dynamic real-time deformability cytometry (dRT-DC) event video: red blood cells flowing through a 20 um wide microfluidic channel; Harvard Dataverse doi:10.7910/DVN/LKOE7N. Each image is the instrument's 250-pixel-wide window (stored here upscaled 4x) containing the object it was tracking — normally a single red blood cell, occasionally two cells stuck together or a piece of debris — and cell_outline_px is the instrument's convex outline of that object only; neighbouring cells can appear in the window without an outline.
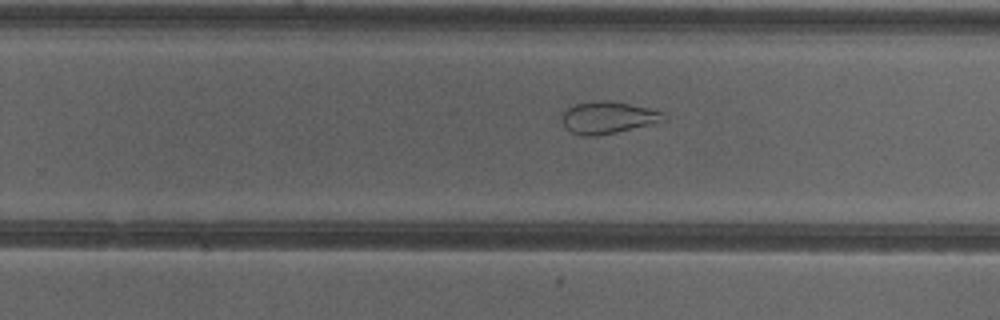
{"species": "common noctule bat (a hibernating species)", "species_latin": "Nyctalus noctula", "temperature_condition": "cold", "stored_images_in_passage": 51, "segment_of_instrument_passage": [2, 2], "camera_frame_rate_fps": 3000, "um_per_image_px": 0.085, "animal": {"sex": "female"}, "frame": {"image": 1, "passage_image": 32, "time_ms": 10.333, "image_size_px": [1000, 320], "cell_outline_px": [[668, 120], [652, 124], [616, 132], [596, 136], [584, 136], [572, 132], [564, 128], [560, 120], [564, 112], [568, 108], [576, 104], [600, 100], [608, 100], [648, 108], [664, 112], [668, 116]], "centroid_in_image_um": [51.69, 10.0], "position_along_channel_um": 278.1, "area_um2": 19.07}}
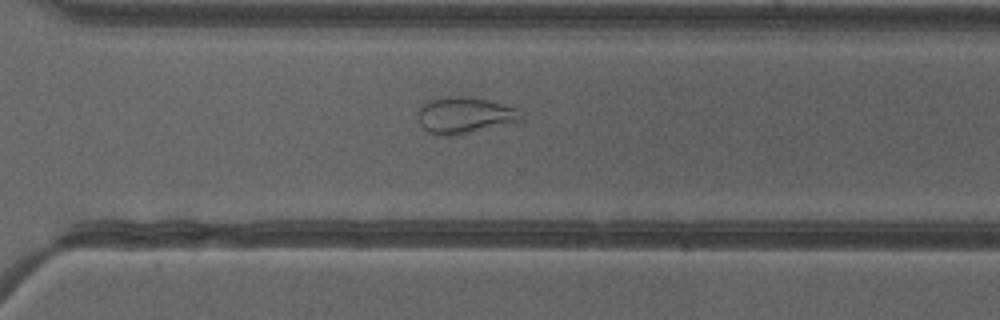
{"frame": {"image": 2, "passage_image": 36, "time_ms": 11.667, "image_size_px": [1000, 320], "cell_outline_px": [[524, 120], [456, 136], [440, 136], [428, 132], [420, 124], [416, 116], [416, 108], [424, 100], [448, 96], [468, 96], [488, 100], [520, 108], [524, 112]], "centroid_in_image_um": [39.48, 9.78], "position_along_channel_um": 331.1, "area_um2": 22.83}}
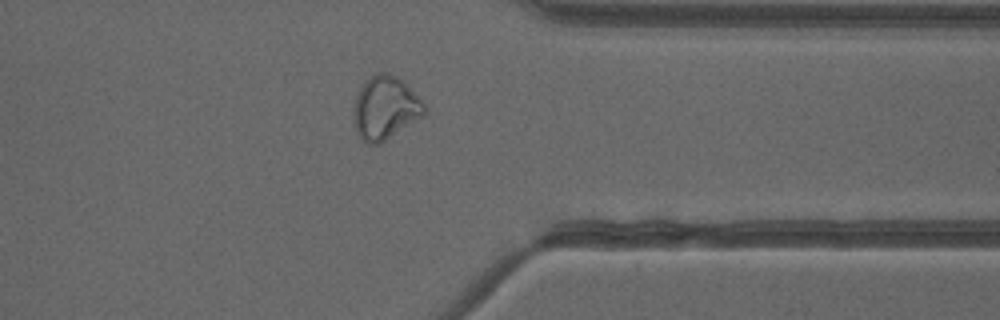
{"frame": {"image": 3, "passage_image": 40, "time_ms": 13.0, "image_size_px": [1000, 320], "cell_outline_px": [[428, 112], [424, 116], [380, 144], [368, 144], [356, 132], [352, 108], [360, 84], [368, 76], [376, 72], [388, 72], [400, 76], [408, 84], [428, 108]], "centroid_in_image_um": [32.76, 9.12], "position_along_channel_um": 378.6, "area_um2": 26.93}}